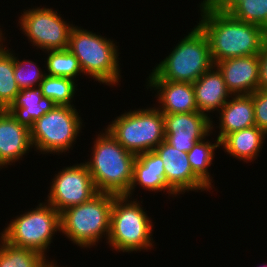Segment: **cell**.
<instances>
[{"instance_id":"cell-27","label":"cell","mask_w":267,"mask_h":267,"mask_svg":"<svg viewBox=\"0 0 267 267\" xmlns=\"http://www.w3.org/2000/svg\"><path fill=\"white\" fill-rule=\"evenodd\" d=\"M229 14L239 21L260 26L267 31V0H245Z\"/></svg>"},{"instance_id":"cell-10","label":"cell","mask_w":267,"mask_h":267,"mask_svg":"<svg viewBox=\"0 0 267 267\" xmlns=\"http://www.w3.org/2000/svg\"><path fill=\"white\" fill-rule=\"evenodd\" d=\"M52 8L27 9L19 17L21 30L34 47L43 51L68 49L73 24L66 23Z\"/></svg>"},{"instance_id":"cell-6","label":"cell","mask_w":267,"mask_h":267,"mask_svg":"<svg viewBox=\"0 0 267 267\" xmlns=\"http://www.w3.org/2000/svg\"><path fill=\"white\" fill-rule=\"evenodd\" d=\"M128 199L126 195H115L106 243L118 252L149 250L153 247V222L138 200Z\"/></svg>"},{"instance_id":"cell-2","label":"cell","mask_w":267,"mask_h":267,"mask_svg":"<svg viewBox=\"0 0 267 267\" xmlns=\"http://www.w3.org/2000/svg\"><path fill=\"white\" fill-rule=\"evenodd\" d=\"M91 149L92 158L85 165L97 192L126 195L137 155L122 147L106 128L98 134Z\"/></svg>"},{"instance_id":"cell-11","label":"cell","mask_w":267,"mask_h":267,"mask_svg":"<svg viewBox=\"0 0 267 267\" xmlns=\"http://www.w3.org/2000/svg\"><path fill=\"white\" fill-rule=\"evenodd\" d=\"M52 180L48 200L45 201L60 213L89 201L98 193L85 163L62 169Z\"/></svg>"},{"instance_id":"cell-14","label":"cell","mask_w":267,"mask_h":267,"mask_svg":"<svg viewBox=\"0 0 267 267\" xmlns=\"http://www.w3.org/2000/svg\"><path fill=\"white\" fill-rule=\"evenodd\" d=\"M225 84L232 95L253 94L258 90L259 56L234 57L217 62Z\"/></svg>"},{"instance_id":"cell-18","label":"cell","mask_w":267,"mask_h":267,"mask_svg":"<svg viewBox=\"0 0 267 267\" xmlns=\"http://www.w3.org/2000/svg\"><path fill=\"white\" fill-rule=\"evenodd\" d=\"M192 84L197 109L207 116L208 112L219 111L228 98L233 96L225 84L222 73L215 65Z\"/></svg>"},{"instance_id":"cell-16","label":"cell","mask_w":267,"mask_h":267,"mask_svg":"<svg viewBox=\"0 0 267 267\" xmlns=\"http://www.w3.org/2000/svg\"><path fill=\"white\" fill-rule=\"evenodd\" d=\"M150 89L157 90L160 112L163 114L197 112L195 91L191 82L148 80Z\"/></svg>"},{"instance_id":"cell-7","label":"cell","mask_w":267,"mask_h":267,"mask_svg":"<svg viewBox=\"0 0 267 267\" xmlns=\"http://www.w3.org/2000/svg\"><path fill=\"white\" fill-rule=\"evenodd\" d=\"M106 129L135 155L153 151L165 140L164 114L155 106L123 113Z\"/></svg>"},{"instance_id":"cell-33","label":"cell","mask_w":267,"mask_h":267,"mask_svg":"<svg viewBox=\"0 0 267 267\" xmlns=\"http://www.w3.org/2000/svg\"><path fill=\"white\" fill-rule=\"evenodd\" d=\"M55 262H52L48 267H59V266H56V264H54Z\"/></svg>"},{"instance_id":"cell-13","label":"cell","mask_w":267,"mask_h":267,"mask_svg":"<svg viewBox=\"0 0 267 267\" xmlns=\"http://www.w3.org/2000/svg\"><path fill=\"white\" fill-rule=\"evenodd\" d=\"M154 151L161 157L168 187L176 194L187 190H209L210 188L193 172L186 152L178 151L165 140Z\"/></svg>"},{"instance_id":"cell-12","label":"cell","mask_w":267,"mask_h":267,"mask_svg":"<svg viewBox=\"0 0 267 267\" xmlns=\"http://www.w3.org/2000/svg\"><path fill=\"white\" fill-rule=\"evenodd\" d=\"M212 119L199 111L164 114L165 141L178 151L188 153L193 146L210 136Z\"/></svg>"},{"instance_id":"cell-1","label":"cell","mask_w":267,"mask_h":267,"mask_svg":"<svg viewBox=\"0 0 267 267\" xmlns=\"http://www.w3.org/2000/svg\"><path fill=\"white\" fill-rule=\"evenodd\" d=\"M199 7L202 19L198 26L209 41L214 65L228 58L258 55L261 52L267 39V31L262 27L215 11L204 1Z\"/></svg>"},{"instance_id":"cell-4","label":"cell","mask_w":267,"mask_h":267,"mask_svg":"<svg viewBox=\"0 0 267 267\" xmlns=\"http://www.w3.org/2000/svg\"><path fill=\"white\" fill-rule=\"evenodd\" d=\"M117 47L113 40L78 26L70 32L68 50L78 59L83 74L100 84L118 85L121 72Z\"/></svg>"},{"instance_id":"cell-32","label":"cell","mask_w":267,"mask_h":267,"mask_svg":"<svg viewBox=\"0 0 267 267\" xmlns=\"http://www.w3.org/2000/svg\"><path fill=\"white\" fill-rule=\"evenodd\" d=\"M3 39V40H2ZM4 37L2 36V31L0 30V46L3 44V41H4Z\"/></svg>"},{"instance_id":"cell-28","label":"cell","mask_w":267,"mask_h":267,"mask_svg":"<svg viewBox=\"0 0 267 267\" xmlns=\"http://www.w3.org/2000/svg\"><path fill=\"white\" fill-rule=\"evenodd\" d=\"M33 61H20L14 56V79L20 90L39 87L46 73Z\"/></svg>"},{"instance_id":"cell-26","label":"cell","mask_w":267,"mask_h":267,"mask_svg":"<svg viewBox=\"0 0 267 267\" xmlns=\"http://www.w3.org/2000/svg\"><path fill=\"white\" fill-rule=\"evenodd\" d=\"M46 62L49 76L63 77L75 80L83 73L76 56L68 49L50 50Z\"/></svg>"},{"instance_id":"cell-24","label":"cell","mask_w":267,"mask_h":267,"mask_svg":"<svg viewBox=\"0 0 267 267\" xmlns=\"http://www.w3.org/2000/svg\"><path fill=\"white\" fill-rule=\"evenodd\" d=\"M197 142L193 148L187 153L193 172L209 187H212V179L208 168L214 159V150L221 146V141L216 139L215 143L208 140Z\"/></svg>"},{"instance_id":"cell-31","label":"cell","mask_w":267,"mask_h":267,"mask_svg":"<svg viewBox=\"0 0 267 267\" xmlns=\"http://www.w3.org/2000/svg\"><path fill=\"white\" fill-rule=\"evenodd\" d=\"M210 8L229 14L240 2L245 0H203Z\"/></svg>"},{"instance_id":"cell-17","label":"cell","mask_w":267,"mask_h":267,"mask_svg":"<svg viewBox=\"0 0 267 267\" xmlns=\"http://www.w3.org/2000/svg\"><path fill=\"white\" fill-rule=\"evenodd\" d=\"M136 184V185H135ZM141 185L148 191H163L170 195H176L167 185L164 164L161 157L153 150L138 154L134 162L133 178L129 192L126 194L129 198L137 187Z\"/></svg>"},{"instance_id":"cell-25","label":"cell","mask_w":267,"mask_h":267,"mask_svg":"<svg viewBox=\"0 0 267 267\" xmlns=\"http://www.w3.org/2000/svg\"><path fill=\"white\" fill-rule=\"evenodd\" d=\"M75 81L69 78L45 75L39 88L43 97L51 99L59 106H73V97L75 95Z\"/></svg>"},{"instance_id":"cell-30","label":"cell","mask_w":267,"mask_h":267,"mask_svg":"<svg viewBox=\"0 0 267 267\" xmlns=\"http://www.w3.org/2000/svg\"><path fill=\"white\" fill-rule=\"evenodd\" d=\"M259 56V83L258 89L267 90V39L262 45Z\"/></svg>"},{"instance_id":"cell-20","label":"cell","mask_w":267,"mask_h":267,"mask_svg":"<svg viewBox=\"0 0 267 267\" xmlns=\"http://www.w3.org/2000/svg\"><path fill=\"white\" fill-rule=\"evenodd\" d=\"M56 104L43 97L39 87L22 89L7 109L19 124L31 129L37 119L51 111Z\"/></svg>"},{"instance_id":"cell-15","label":"cell","mask_w":267,"mask_h":267,"mask_svg":"<svg viewBox=\"0 0 267 267\" xmlns=\"http://www.w3.org/2000/svg\"><path fill=\"white\" fill-rule=\"evenodd\" d=\"M33 148L30 129L8 110H0V166L11 165Z\"/></svg>"},{"instance_id":"cell-5","label":"cell","mask_w":267,"mask_h":267,"mask_svg":"<svg viewBox=\"0 0 267 267\" xmlns=\"http://www.w3.org/2000/svg\"><path fill=\"white\" fill-rule=\"evenodd\" d=\"M114 198L115 194L98 192L89 201L64 210L62 234L82 248L96 245L103 235L108 240Z\"/></svg>"},{"instance_id":"cell-9","label":"cell","mask_w":267,"mask_h":267,"mask_svg":"<svg viewBox=\"0 0 267 267\" xmlns=\"http://www.w3.org/2000/svg\"><path fill=\"white\" fill-rule=\"evenodd\" d=\"M79 116L75 106L56 105L30 129L33 148L43 154L69 151L82 127L83 120Z\"/></svg>"},{"instance_id":"cell-19","label":"cell","mask_w":267,"mask_h":267,"mask_svg":"<svg viewBox=\"0 0 267 267\" xmlns=\"http://www.w3.org/2000/svg\"><path fill=\"white\" fill-rule=\"evenodd\" d=\"M230 97L219 112V134L222 141L228 134L256 125L253 94H239Z\"/></svg>"},{"instance_id":"cell-29","label":"cell","mask_w":267,"mask_h":267,"mask_svg":"<svg viewBox=\"0 0 267 267\" xmlns=\"http://www.w3.org/2000/svg\"><path fill=\"white\" fill-rule=\"evenodd\" d=\"M255 122L267 133V90L258 89L253 93Z\"/></svg>"},{"instance_id":"cell-23","label":"cell","mask_w":267,"mask_h":267,"mask_svg":"<svg viewBox=\"0 0 267 267\" xmlns=\"http://www.w3.org/2000/svg\"><path fill=\"white\" fill-rule=\"evenodd\" d=\"M3 46H0V110H7L20 89L14 79V54Z\"/></svg>"},{"instance_id":"cell-21","label":"cell","mask_w":267,"mask_h":267,"mask_svg":"<svg viewBox=\"0 0 267 267\" xmlns=\"http://www.w3.org/2000/svg\"><path fill=\"white\" fill-rule=\"evenodd\" d=\"M267 133L256 125L228 134L222 141L221 146L225 152L244 162L257 159L263 148Z\"/></svg>"},{"instance_id":"cell-3","label":"cell","mask_w":267,"mask_h":267,"mask_svg":"<svg viewBox=\"0 0 267 267\" xmlns=\"http://www.w3.org/2000/svg\"><path fill=\"white\" fill-rule=\"evenodd\" d=\"M213 66L209 41L200 27L195 25L173 51L153 68L147 79L193 83Z\"/></svg>"},{"instance_id":"cell-22","label":"cell","mask_w":267,"mask_h":267,"mask_svg":"<svg viewBox=\"0 0 267 267\" xmlns=\"http://www.w3.org/2000/svg\"><path fill=\"white\" fill-rule=\"evenodd\" d=\"M0 241V267H48L54 262L36 250L10 244L1 235Z\"/></svg>"},{"instance_id":"cell-8","label":"cell","mask_w":267,"mask_h":267,"mask_svg":"<svg viewBox=\"0 0 267 267\" xmlns=\"http://www.w3.org/2000/svg\"><path fill=\"white\" fill-rule=\"evenodd\" d=\"M11 220L0 235L10 244L36 250L44 257L53 234L61 231V213L47 202Z\"/></svg>"}]
</instances>
